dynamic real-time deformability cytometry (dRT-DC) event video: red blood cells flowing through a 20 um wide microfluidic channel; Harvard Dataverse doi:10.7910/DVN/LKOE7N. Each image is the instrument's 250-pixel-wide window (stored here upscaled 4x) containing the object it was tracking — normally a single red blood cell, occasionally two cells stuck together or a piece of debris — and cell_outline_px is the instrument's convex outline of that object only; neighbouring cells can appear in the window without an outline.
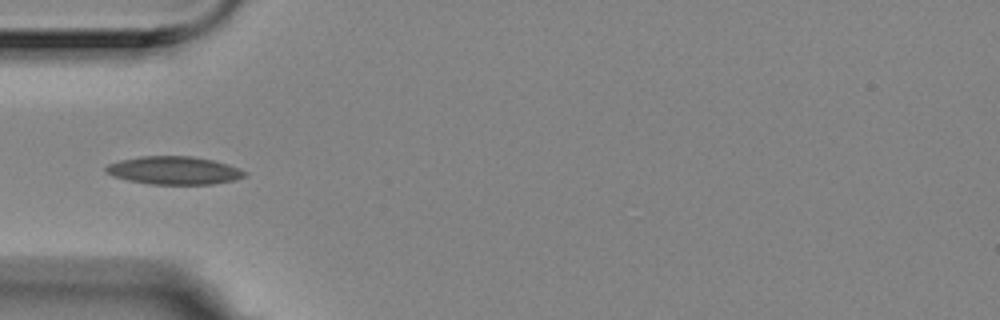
{"species": "Egyptian fruit bat (a non-hibernating species)", "species_latin": "Rousettus aegyptiacus", "temperature_condition": "room temperature", "stored_images_in_passage": 3, "camera_frame_rate_fps": 3000, "um_per_image_px": 0.085, "animal": {"sex": "female"}, "frame": {"image": 1, "passage_image": 2, "time_ms": 0.333, "image_size_px": [1000, 320], "cell_outline_px": [[248, 172], [244, 176], [236, 180], [212, 184], [152, 184], [128, 180], [104, 172], [104, 168], [108, 164], [120, 160], [140, 156], [192, 156], [212, 160], [228, 164], [240, 168]], "centroid_in_image_um": [14.81, 14.48], "position_along_channel_um": 70.2, "area_um2": 22.66}}
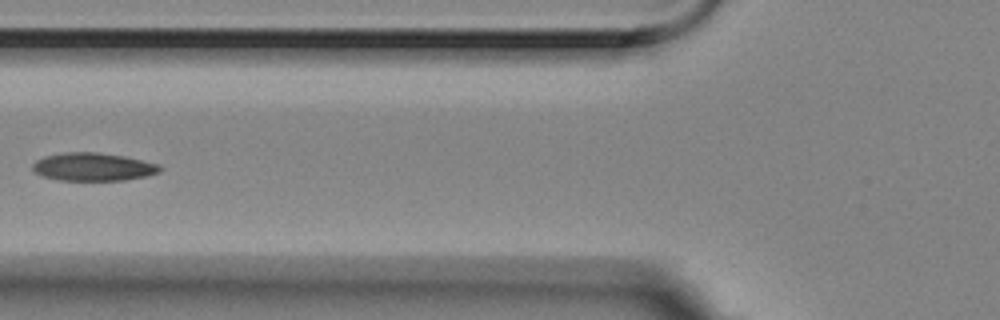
{"frame": {"image": 2, "passage_image": 3, "time_ms": 0.667, "image_size_px": [1000, 320], "cell_outline_px": [[164, 168], [160, 172], [148, 176], [124, 180], [56, 180], [40, 176], [32, 168], [32, 164], [36, 160], [44, 156], [64, 152], [96, 152], [124, 156], [160, 164]], "centroid_in_image_um": [7.93, 14.18], "position_along_channel_um": 117.9, "area_um2": 21.04}}